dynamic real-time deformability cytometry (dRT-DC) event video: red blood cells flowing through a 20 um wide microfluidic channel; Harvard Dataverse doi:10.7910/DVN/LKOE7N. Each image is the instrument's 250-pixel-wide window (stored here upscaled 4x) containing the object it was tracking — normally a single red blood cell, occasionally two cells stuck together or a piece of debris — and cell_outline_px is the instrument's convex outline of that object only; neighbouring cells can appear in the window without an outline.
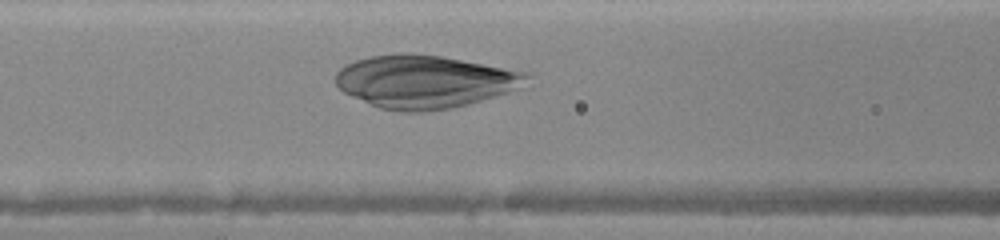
{"species": "human", "species_latin": "Homo sapiens", "temperature_condition": "warm", "stored_images_in_passage": 29, "camera_frame_rate_fps": 3000, "um_per_image_px": 0.085, "donor": {"sex": "female"}, "frame": {"image": 1, "passage_image": 9, "time_ms": 2.667, "image_size_px": [1000, 240], "cell_outline_px": [[532, 76], [524, 88], [468, 104], [452, 108], [424, 112], [400, 112], [380, 108], [352, 96], [344, 92], [336, 84], [336, 72], [340, 68], [356, 60], [368, 56], [396, 52], [404, 52], [440, 56], [532, 72]], "centroid_in_image_um": [36.17, 6.93], "position_along_channel_um": 130.4, "area_um2": 59.59}}
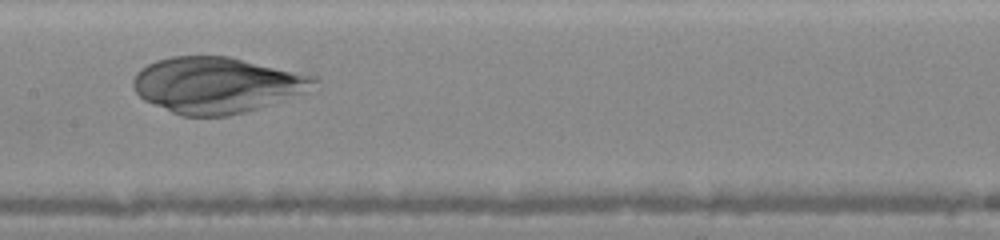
{"frame": {"image": 2, "passage_image": 13, "time_ms": 4.0, "image_size_px": [1000, 240], "cell_outline_px": [[320, 80], [304, 92], [244, 112], [228, 116], [180, 116], [144, 100], [136, 92], [132, 84], [132, 80], [136, 72], [140, 68], [156, 60], [172, 56], [228, 56], [316, 76]], "centroid_in_image_um": [18.36, 7.21], "position_along_channel_um": 189.0, "area_um2": 58.55}}
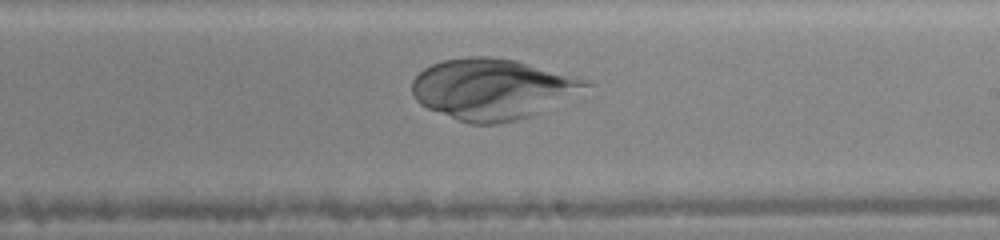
{"frame": {"image": 3, "passage_image": 17, "time_ms": 5.333, "image_size_px": [1000, 240], "cell_outline_px": [[596, 84], [528, 116], [516, 120], [496, 124], [468, 124], [428, 108], [420, 104], [416, 100], [412, 92], [412, 80], [424, 68], [432, 64], [444, 60], [464, 56], [492, 56], [516, 60], [592, 80]], "centroid_in_image_um": [41.84, 7.54], "position_along_channel_um": 247.2, "area_um2": 61.27}}